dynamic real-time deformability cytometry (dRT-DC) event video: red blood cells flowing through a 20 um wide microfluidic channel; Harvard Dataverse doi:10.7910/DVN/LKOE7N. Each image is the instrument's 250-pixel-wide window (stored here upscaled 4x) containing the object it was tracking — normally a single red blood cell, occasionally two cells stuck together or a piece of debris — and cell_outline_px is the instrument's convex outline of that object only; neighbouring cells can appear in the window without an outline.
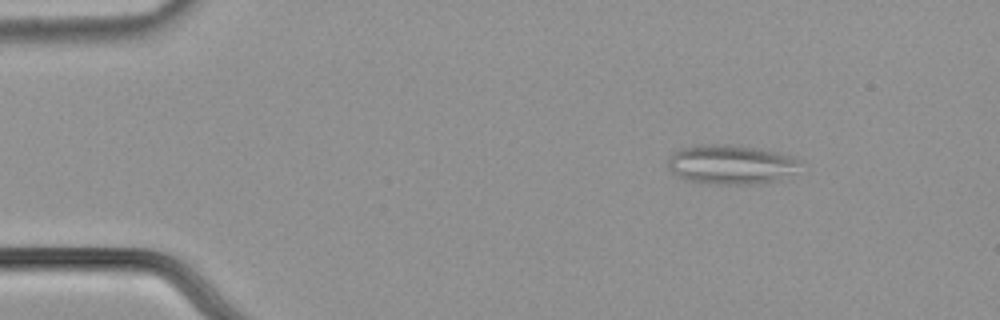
{"species": "common noctule bat (a hibernating species)", "species_latin": "Nyctalus noctula", "temperature_condition": "cold", "stored_images_in_passage": 18, "camera_frame_rate_fps": 3000, "um_per_image_px": 0.085, "animal": {"sex": "male", "body_mass_g": 21.5, "forearm_length_mm": 52.0}, "frame": {"image": 1, "passage_image": 8, "time_ms": 2.333, "image_size_px": [1000, 320], "cell_outline_px": [[804, 160], [792, 172], [780, 180], [756, 184], [716, 184], [688, 180], [676, 176], [668, 168], [668, 160], [672, 152], [680, 148], [696, 144], [724, 144], [752, 148], [776, 152], [796, 156]], "centroid_in_image_um": [62.11, 13.97], "position_along_channel_um": 22.9, "area_um2": 30.46}}